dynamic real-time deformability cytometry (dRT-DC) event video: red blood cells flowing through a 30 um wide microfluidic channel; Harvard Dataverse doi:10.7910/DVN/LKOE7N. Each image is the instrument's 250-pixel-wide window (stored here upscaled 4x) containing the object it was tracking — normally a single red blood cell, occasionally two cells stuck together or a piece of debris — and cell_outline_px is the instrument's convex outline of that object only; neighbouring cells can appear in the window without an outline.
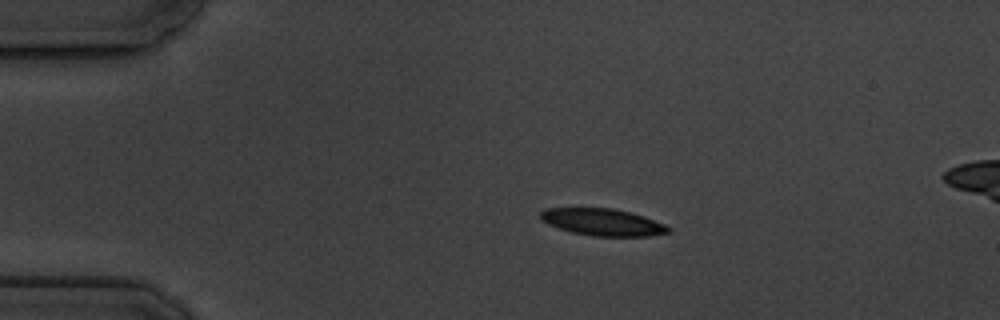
{"species": "common noctule bat (a hibernating species)", "species_latin": "Nyctalus noctula", "temperature_condition": "cold", "stored_images_in_passage": 7, "camera_frame_rate_fps": 3000, "um_per_image_px": 0.085, "animal": {"sex": "male", "body_mass_g": 19.5, "forearm_length_mm": 54.6}, "frame": {"image": 1, "passage_image": 3, "time_ms": 2.333, "image_size_px": [1000, 320], "cell_outline_px": [[672, 232], [648, 236], [592, 236], [572, 232], [548, 224], [540, 220], [540, 212], [544, 208], [612, 208], [644, 216], [664, 224], [672, 228]], "centroid_in_image_um": [51.23, 18.88], "position_along_channel_um": 33.8, "area_um2": 20.11}}
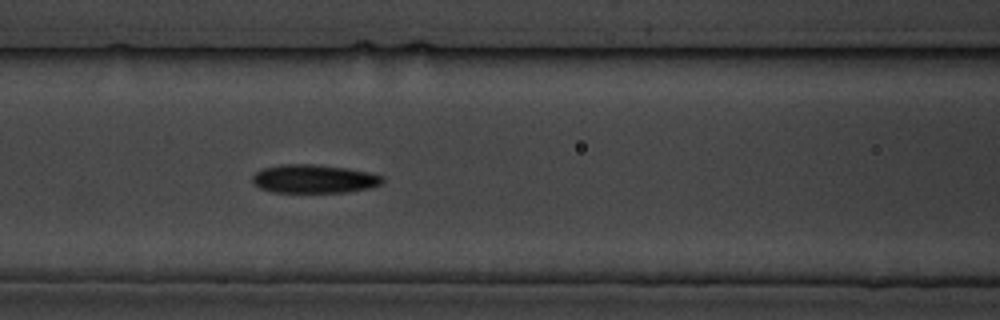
{"frame": {"image": 2, "passage_image": 7, "time_ms": 6.667, "image_size_px": [1000, 320], "cell_outline_px": [[384, 180], [380, 184], [372, 188], [348, 192], [272, 192], [260, 188], [252, 184], [252, 176], [256, 172], [264, 168], [280, 164], [312, 164], [348, 168], [368, 172], [384, 176]], "centroid_in_image_um": [26.69, 15.2], "position_along_channel_um": 139.9, "area_um2": 21.79}}